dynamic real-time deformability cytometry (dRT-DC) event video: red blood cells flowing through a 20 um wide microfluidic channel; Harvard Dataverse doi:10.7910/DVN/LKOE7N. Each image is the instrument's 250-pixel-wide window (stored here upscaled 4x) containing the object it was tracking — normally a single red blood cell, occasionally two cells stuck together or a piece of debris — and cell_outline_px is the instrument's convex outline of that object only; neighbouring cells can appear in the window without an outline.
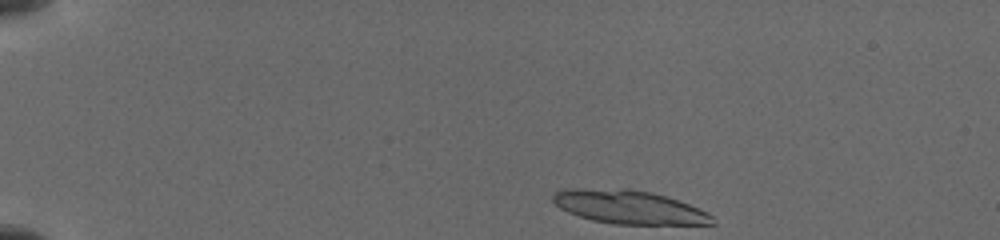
{"species": "common noctule bat (a hibernating species)", "species_latin": "Nyctalus noctula", "temperature_condition": "cold", "stored_images_in_passage": 15, "camera_frame_rate_fps": 3000, "um_per_image_px": 0.085, "animal": {"sex": "female", "body_mass_g": 19.5, "forearm_length_mm": 54.1}, "frame": {"image": 1, "passage_image": 1, "time_ms": 0.0, "image_size_px": [1000, 240], "cell_outline_px": [[716, 224], [612, 224], [592, 220], [568, 212], [560, 208], [552, 200], [552, 196], [556, 192], [564, 188], [628, 188], [652, 192], [688, 204], [708, 212], [712, 216]], "centroid_in_image_um": [53.44, 17.59], "position_along_channel_um": 31.6, "area_um2": 31.21}}